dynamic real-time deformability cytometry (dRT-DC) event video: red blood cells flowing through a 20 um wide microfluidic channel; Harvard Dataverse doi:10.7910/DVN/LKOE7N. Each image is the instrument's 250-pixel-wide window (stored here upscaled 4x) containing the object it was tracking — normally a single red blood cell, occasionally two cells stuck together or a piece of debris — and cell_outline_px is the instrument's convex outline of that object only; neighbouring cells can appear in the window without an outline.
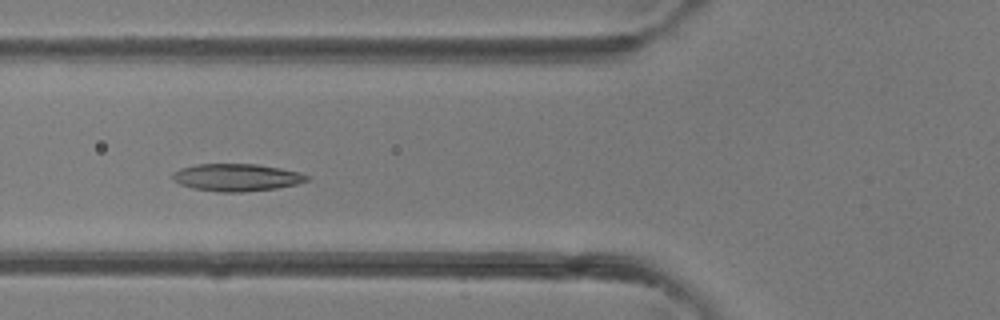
{"species": "common noctule bat (a hibernating species)", "species_latin": "Nyctalus noctula", "temperature_condition": "room temperature", "stored_images_in_passage": 6, "camera_frame_rate_fps": 3000, "um_per_image_px": 0.085, "animal": {"sex": "female"}, "frame": {"image": 1, "passage_image": 5, "time_ms": 4.333, "image_size_px": [1000, 320], "cell_outline_px": [[312, 176], [308, 180], [296, 184], [276, 188], [240, 192], [220, 192], [192, 188], [180, 184], [172, 180], [172, 176], [180, 168], [196, 164], [256, 164], [280, 168], [300, 172]], "centroid_in_image_um": [20.13, 15.08], "position_along_channel_um": 105.7, "area_um2": 21.39}}
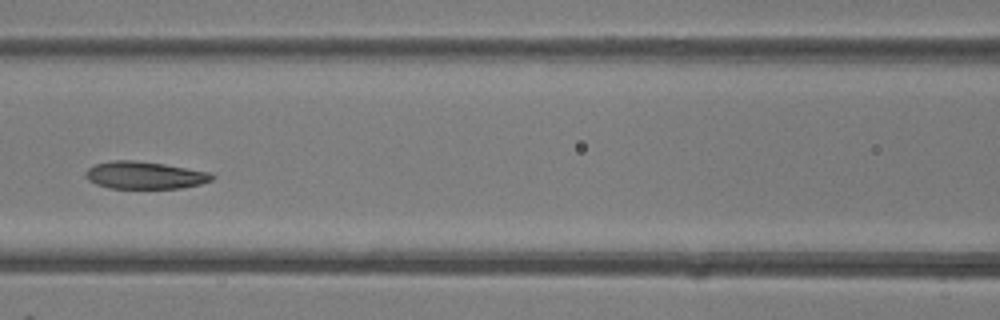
{"frame": {"image": 2, "passage_image": 6, "time_ms": 5.333, "image_size_px": [1000, 320], "cell_outline_px": [[216, 176], [212, 180], [200, 184], [180, 188], [108, 188], [96, 184], [88, 180], [84, 176], [84, 172], [88, 168], [96, 164], [112, 160], [132, 160], [164, 164], [208, 172]], "centroid_in_image_um": [12.26, 14.9], "position_along_channel_um": 154.3, "area_um2": 20.11}}